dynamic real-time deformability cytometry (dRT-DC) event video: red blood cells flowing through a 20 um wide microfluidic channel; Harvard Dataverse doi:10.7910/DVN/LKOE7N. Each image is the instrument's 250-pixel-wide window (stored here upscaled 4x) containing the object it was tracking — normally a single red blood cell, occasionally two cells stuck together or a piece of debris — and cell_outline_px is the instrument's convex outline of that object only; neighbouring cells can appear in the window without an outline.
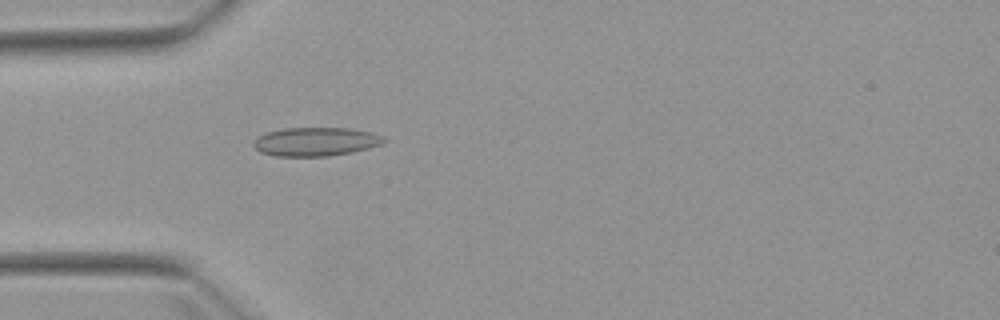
{"species": "Egyptian fruit bat (a non-hibernating species)", "species_latin": "Rousettus aegyptiacus", "temperature_condition": "warm", "stored_images_in_passage": 1, "camera_frame_rate_fps": 3000, "um_per_image_px": 0.085, "animal": {"sex": "female"}, "frame": {"image": 1, "passage_image": 1, "time_ms": 0.0, "image_size_px": [1000, 320], "cell_outline_px": [[388, 140], [380, 144], [368, 148], [352, 152], [328, 156], [276, 156], [260, 152], [252, 144], [256, 136], [268, 132], [284, 128], [352, 128], [372, 132], [384, 136]], "centroid_in_image_um": [26.84, 12.03], "position_along_channel_um": 58.2, "area_um2": 21.91}}